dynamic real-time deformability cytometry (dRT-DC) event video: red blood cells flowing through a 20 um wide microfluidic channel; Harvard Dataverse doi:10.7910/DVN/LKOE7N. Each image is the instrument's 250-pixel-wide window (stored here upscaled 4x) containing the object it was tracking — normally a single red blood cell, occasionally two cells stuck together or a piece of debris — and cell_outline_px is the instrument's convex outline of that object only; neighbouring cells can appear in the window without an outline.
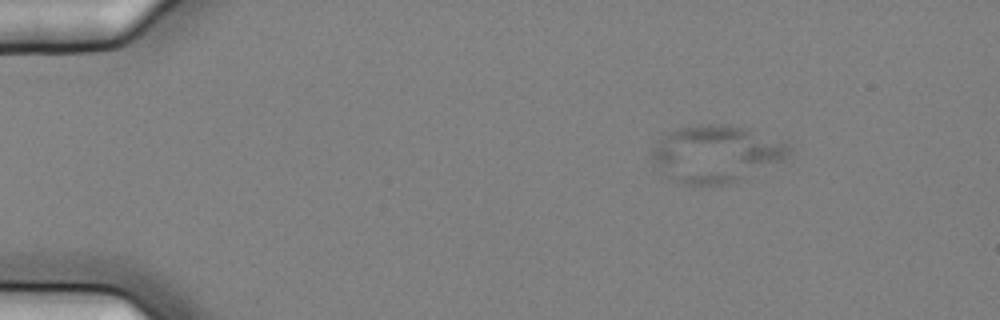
{"species": "common noctule bat (a hibernating species)", "species_latin": "Nyctalus noctula", "temperature_condition": "cold", "stored_images_in_passage": 5, "camera_frame_rate_fps": 3000, "um_per_image_px": 0.085, "animal": {"sex": "female", "body_mass_g": 25.1}, "frame": {"image": 1, "passage_image": 1, "time_ms": 0.0, "image_size_px": [1000, 320], "cell_outline_px": [[792, 152], [784, 160], [740, 180], [724, 184], [680, 184], [672, 180], [656, 164], [652, 156], [652, 148], [668, 132], [680, 128], [696, 124], [724, 124], [744, 128], [788, 144], [792, 148]], "centroid_in_image_um": [60.88, 13.07], "position_along_channel_um": 24.1, "area_um2": 44.85}}
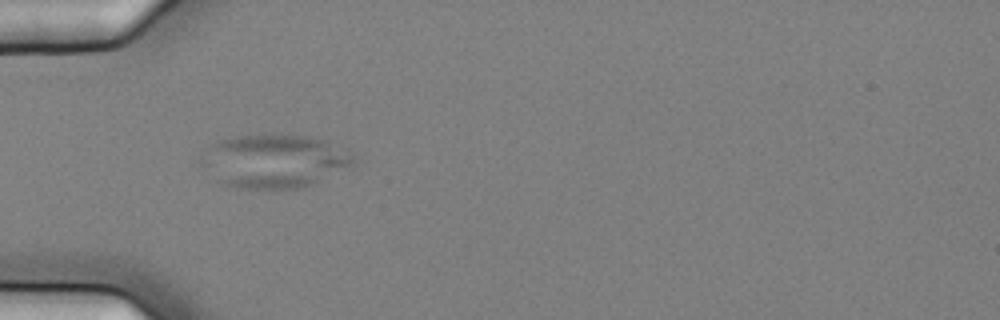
{"frame": {"image": 2, "passage_image": 4, "time_ms": 1.0, "image_size_px": [1000, 320], "cell_outline_px": [[352, 164], [304, 188], [236, 188], [220, 184], [200, 164], [200, 160], [212, 144], [220, 140], [236, 136], [272, 132], [280, 132], [304, 136], [324, 140], [352, 152]], "centroid_in_image_um": [23.25, 13.66], "position_along_channel_um": 61.7, "area_um2": 47.51}}
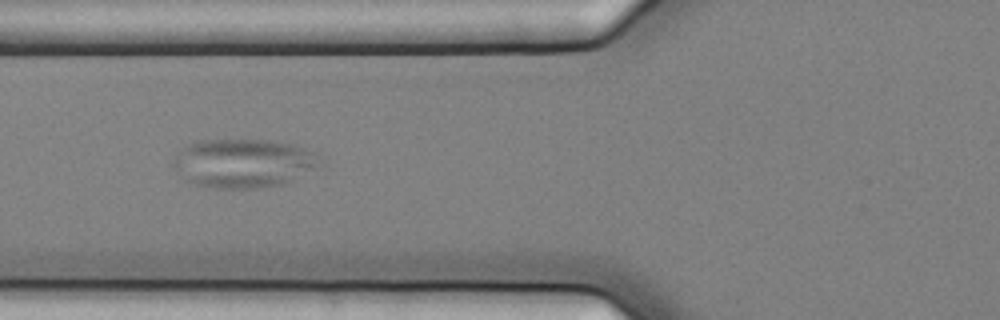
{"frame": {"image": 3, "passage_image": 5, "time_ms": 1.333, "image_size_px": [1000, 320], "cell_outline_px": [[324, 164], [320, 168], [284, 184], [256, 188], [212, 188], [192, 184], [184, 180], [172, 164], [172, 160], [188, 144], [196, 140], [272, 140], [296, 144], [324, 156]], "centroid_in_image_um": [20.79, 13.87], "position_along_channel_um": 105.0, "area_um2": 42.66}}